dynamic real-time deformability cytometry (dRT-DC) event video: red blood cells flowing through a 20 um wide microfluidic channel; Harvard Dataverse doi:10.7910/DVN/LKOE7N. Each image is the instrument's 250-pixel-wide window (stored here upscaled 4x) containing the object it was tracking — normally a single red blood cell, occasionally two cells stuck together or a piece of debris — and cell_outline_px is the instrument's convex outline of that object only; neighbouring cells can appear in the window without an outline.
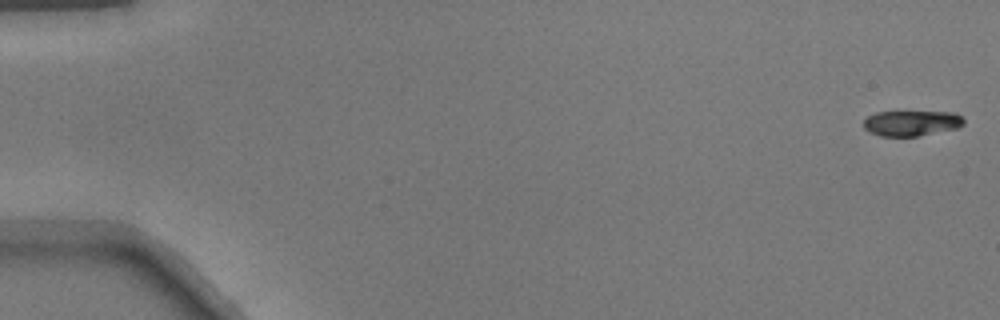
{"species": "common noctule bat (a hibernating species)", "species_latin": "Nyctalus noctula", "temperature_condition": "warm", "stored_images_in_passage": 42, "camera_frame_rate_fps": 3000, "um_per_image_px": 0.085, "animal": {"sex": "male", "body_mass_g": 17.9}, "frame": {"image": 1, "passage_image": 1, "time_ms": 0.0, "image_size_px": [1000, 320], "cell_outline_px": [[964, 124], [956, 128], [916, 136], [880, 136], [868, 132], [864, 128], [864, 120], [868, 116], [876, 112], [956, 112], [964, 120]], "centroid_in_image_um": [77.45, 10.46], "position_along_channel_um": 7.6, "area_um2": 14.74}}
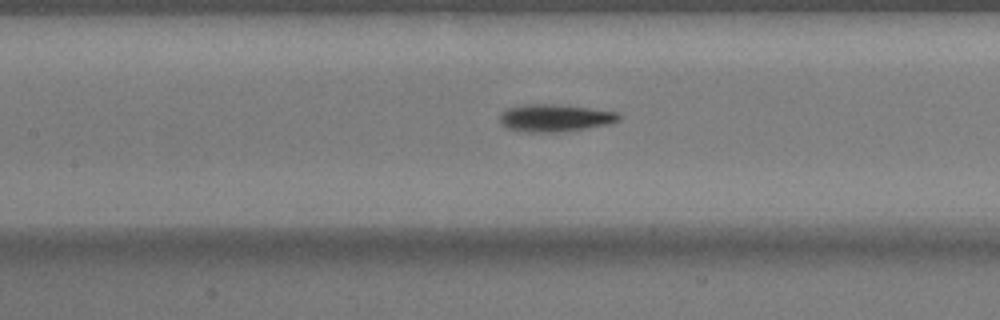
{"frame": {"image": 2, "passage_image": 24, "time_ms": 7.667, "image_size_px": [1000, 320], "cell_outline_px": [[620, 120], [608, 124], [564, 132], [528, 132], [508, 128], [500, 120], [500, 112], [508, 108], [524, 104], [556, 104], [620, 112]], "centroid_in_image_um": [47.19, 10.02], "position_along_channel_um": 160.2, "area_um2": 18.96}}
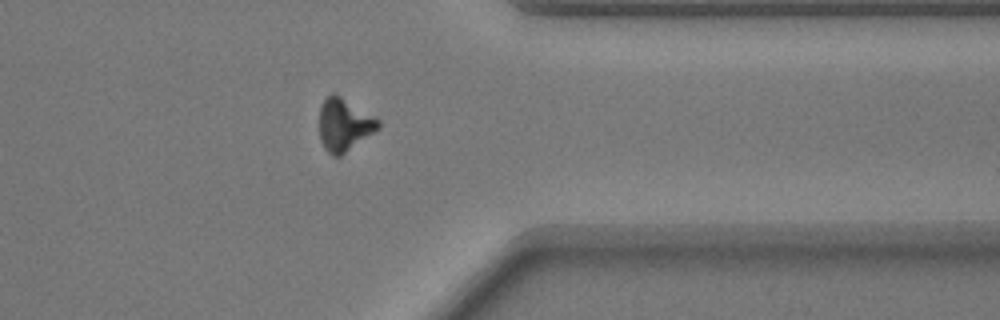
{"frame": {"image": 3, "passage_image": 41, "time_ms": 13.333, "image_size_px": [1000, 320], "cell_outline_px": [[380, 128], [340, 156], [332, 156], [324, 148], [320, 140], [320, 104], [332, 92], [340, 96], [380, 120]], "centroid_in_image_um": [29.24, 10.61], "position_along_channel_um": 382.2, "area_um2": 17.86}}